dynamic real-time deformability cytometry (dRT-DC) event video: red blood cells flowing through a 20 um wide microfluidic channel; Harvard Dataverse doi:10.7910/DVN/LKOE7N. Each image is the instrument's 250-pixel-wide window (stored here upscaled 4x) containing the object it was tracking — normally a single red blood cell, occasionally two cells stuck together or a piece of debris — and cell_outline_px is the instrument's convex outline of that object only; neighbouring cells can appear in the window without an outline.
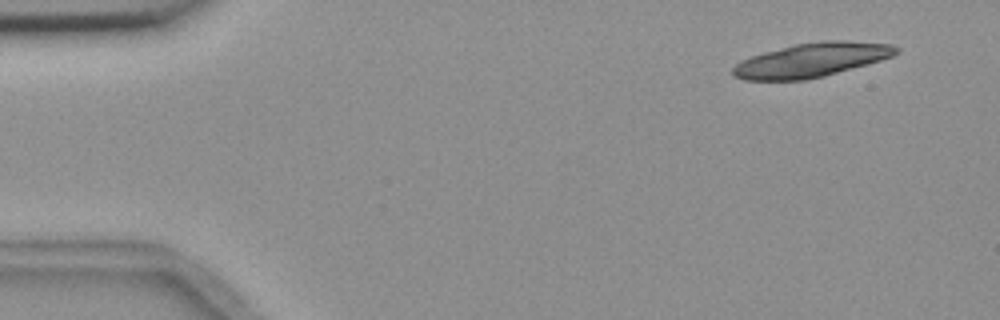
{"species": "common noctule bat (a hibernating species)", "species_latin": "Nyctalus noctula", "temperature_condition": "room temperature", "stored_images_in_passage": 8, "camera_frame_rate_fps": 3000, "um_per_image_px": 0.085, "animal": {"sex": "female", "body_mass_g": 18.4}, "frame": {"image": 1, "passage_image": 1, "time_ms": 0.0, "image_size_px": [1000, 320], "cell_outline_px": [[900, 52], [892, 56], [868, 64], [824, 76], [804, 80], [744, 80], [732, 76], [732, 68], [736, 64], [752, 56], [764, 52], [796, 44], [828, 40], [844, 40], [892, 44], [900, 48]], "centroid_in_image_um": [69.01, 5.1], "position_along_channel_um": 16.0, "area_um2": 32.31}}
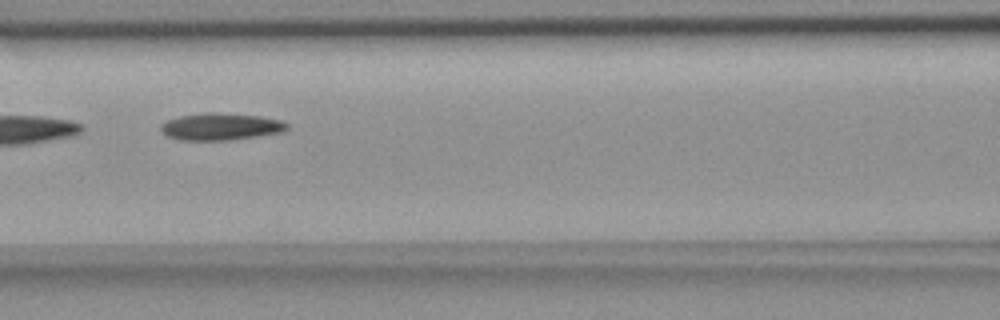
{"frame": {"image": 2, "passage_image": 7, "time_ms": 6.667, "image_size_px": [1000, 320], "cell_outline_px": [[288, 128], [280, 132], [232, 140], [180, 140], [168, 136], [160, 128], [160, 124], [168, 120], [180, 116], [204, 112], [220, 112], [260, 116], [280, 120], [288, 124]], "centroid_in_image_um": [18.75, 10.75], "position_along_channel_um": 147.9, "area_um2": 19.83}}
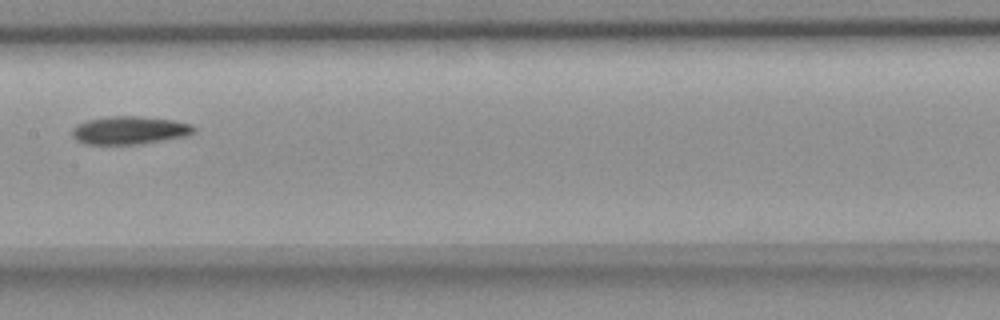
{"frame": {"image": 3, "passage_image": 8, "time_ms": 8.0, "image_size_px": [1000, 320], "cell_outline_px": [[196, 132], [184, 136], [136, 144], [88, 144], [76, 140], [72, 136], [72, 128], [76, 124], [88, 120], [108, 116], [136, 116], [172, 120], [192, 124], [196, 128]], "centroid_in_image_um": [10.99, 11.06], "position_along_channel_um": 196.4, "area_um2": 19.71}}